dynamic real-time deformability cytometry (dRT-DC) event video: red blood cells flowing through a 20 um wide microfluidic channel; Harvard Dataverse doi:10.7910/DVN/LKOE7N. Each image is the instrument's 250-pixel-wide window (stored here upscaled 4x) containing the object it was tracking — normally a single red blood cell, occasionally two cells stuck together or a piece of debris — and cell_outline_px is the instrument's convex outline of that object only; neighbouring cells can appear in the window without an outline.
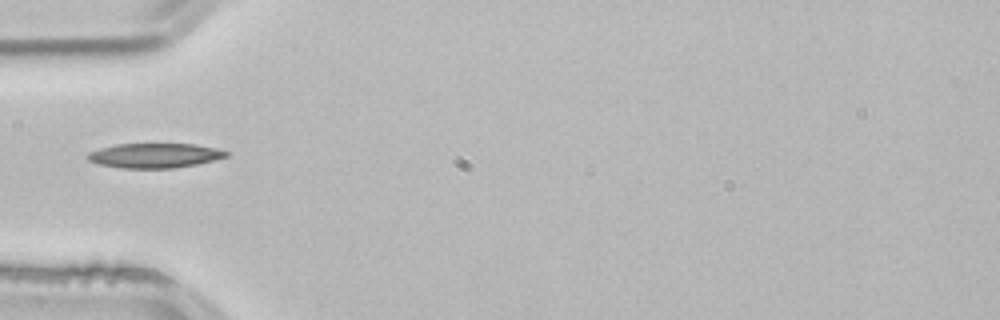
{"species": "common noctule bat (a hibernating species)", "species_latin": "Nyctalus noctula", "temperature_condition": "room temperature", "stored_images_in_passage": 1, "camera_frame_rate_fps": 3000, "um_per_image_px": 0.085, "animal": {"sex": "male", "body_mass_g": 21.5, "forearm_length_mm": 52.0}, "frame": {"image": 1, "passage_image": 1, "time_ms": 0.0, "image_size_px": [1000, 320], "cell_outline_px": [[228, 156], [196, 164], [172, 168], [120, 168], [100, 164], [88, 160], [84, 156], [88, 152], [100, 148], [116, 144], [192, 144], [216, 148], [228, 152]], "centroid_in_image_um": [13.09, 13.22], "position_along_channel_um": 71.9, "area_um2": 19.77}}